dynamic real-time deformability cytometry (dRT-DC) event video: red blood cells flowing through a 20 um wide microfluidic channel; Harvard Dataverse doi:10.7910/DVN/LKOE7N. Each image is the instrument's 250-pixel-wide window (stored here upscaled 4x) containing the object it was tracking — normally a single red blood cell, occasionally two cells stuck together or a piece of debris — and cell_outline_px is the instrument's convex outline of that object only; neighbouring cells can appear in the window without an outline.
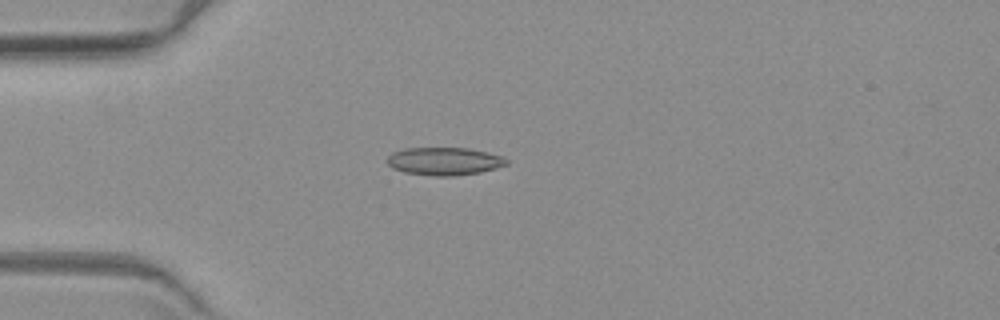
{"species": "common noctule bat (a hibernating species)", "species_latin": "Nyctalus noctula", "temperature_condition": "warm", "stored_images_in_passage": 4, "camera_frame_rate_fps": 3000, "um_per_image_px": 0.085, "animal": {"sex": "female", "body_mass_g": 19.3, "forearm_length_mm": 54.1}, "frame": {"image": 1, "passage_image": 3, "time_ms": 2.333, "image_size_px": [1000, 320], "cell_outline_px": [[508, 164], [496, 168], [480, 172], [456, 176], [432, 176], [404, 172], [392, 168], [388, 164], [388, 156], [392, 152], [404, 148], [468, 148], [488, 152], [504, 156], [508, 160]], "centroid_in_image_um": [37.78, 13.7], "position_along_channel_um": 47.2, "area_um2": 19.54}}